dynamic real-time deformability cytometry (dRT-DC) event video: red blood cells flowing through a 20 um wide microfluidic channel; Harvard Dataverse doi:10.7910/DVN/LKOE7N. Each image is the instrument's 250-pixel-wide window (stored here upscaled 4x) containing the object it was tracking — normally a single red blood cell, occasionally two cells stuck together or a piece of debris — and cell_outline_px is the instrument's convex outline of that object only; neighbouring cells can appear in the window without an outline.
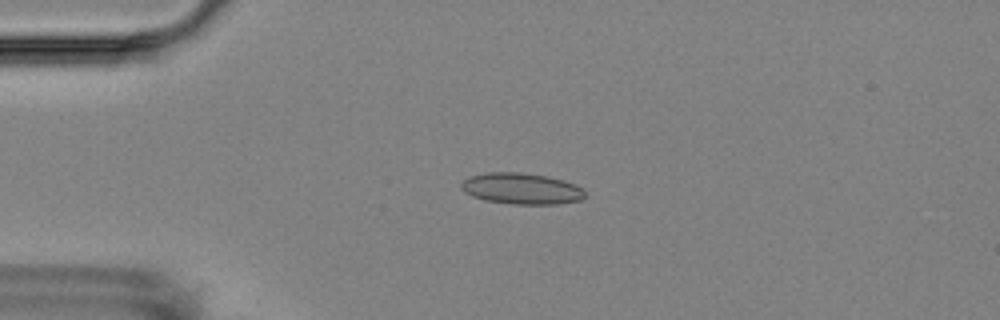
{"species": "Egyptian fruit bat (a non-hibernating species)", "species_latin": "Rousettus aegyptiacus", "temperature_condition": "room temperature", "stored_images_in_passage": 5, "camera_frame_rate_fps": 3000, "um_per_image_px": 0.085, "animal": {"sex": "female"}, "frame": {"image": 1, "passage_image": 3, "time_ms": 3.667, "image_size_px": [1000, 320], "cell_outline_px": [[588, 196], [580, 200], [560, 204], [512, 204], [484, 200], [472, 196], [464, 192], [460, 188], [460, 184], [468, 176], [488, 172], [520, 172], [548, 176], [564, 180], [576, 184]], "centroid_in_image_um": [44.32, 16.03], "position_along_channel_um": 40.7, "area_um2": 22.77}}
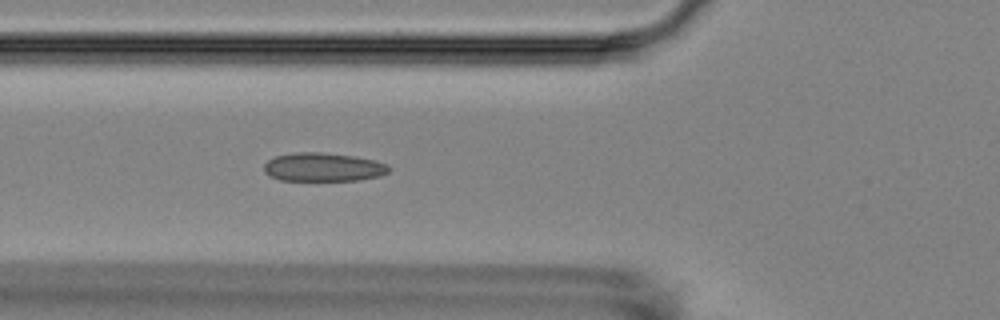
{"frame": {"image": 2, "passage_image": 5, "time_ms": 6.0, "image_size_px": [1000, 320], "cell_outline_px": [[392, 168], [388, 172], [380, 176], [360, 180], [280, 180], [264, 172], [264, 164], [268, 160], [276, 156], [296, 152], [320, 152], [356, 156], [388, 164]], "centroid_in_image_um": [27.5, 14.2], "position_along_channel_um": 98.3, "area_um2": 20.81}}